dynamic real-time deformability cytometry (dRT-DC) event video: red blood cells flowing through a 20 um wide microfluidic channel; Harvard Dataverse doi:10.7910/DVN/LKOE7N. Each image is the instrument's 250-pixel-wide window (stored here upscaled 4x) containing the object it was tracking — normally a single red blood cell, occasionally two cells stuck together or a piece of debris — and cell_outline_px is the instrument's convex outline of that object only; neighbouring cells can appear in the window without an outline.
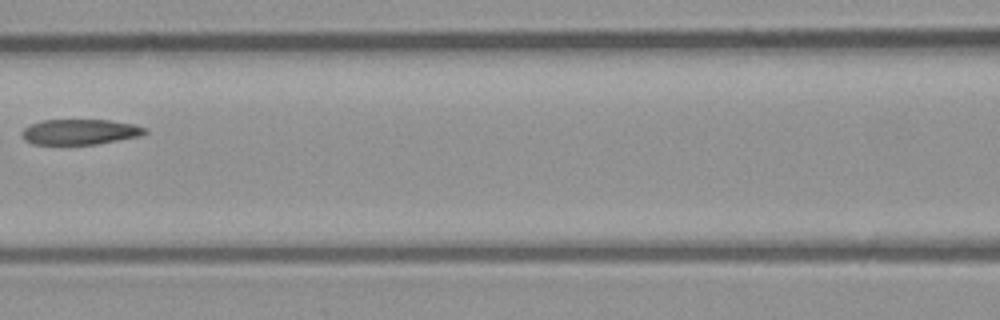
{"species": "common noctule bat (a hibernating species)", "species_latin": "Nyctalus noctula", "temperature_condition": "room temperature", "stored_images_in_passage": 8, "segment_of_instrument_passage": [1, 2], "camera_frame_rate_fps": 3000, "um_per_image_px": 0.085, "animal": {"sex": "male", "body_mass_g": 23.1, "forearm_length_mm": 52.7}, "frame": {"image": 1, "passage_image": 7, "time_ms": 2.0, "image_size_px": [1000, 320], "cell_outline_px": [[148, 132], [140, 136], [96, 144], [32, 144], [24, 140], [20, 132], [28, 124], [44, 120], [108, 120], [136, 124], [148, 128]], "centroid_in_image_um": [6.8, 11.2], "position_along_channel_um": 159.8, "area_um2": 18.38}}